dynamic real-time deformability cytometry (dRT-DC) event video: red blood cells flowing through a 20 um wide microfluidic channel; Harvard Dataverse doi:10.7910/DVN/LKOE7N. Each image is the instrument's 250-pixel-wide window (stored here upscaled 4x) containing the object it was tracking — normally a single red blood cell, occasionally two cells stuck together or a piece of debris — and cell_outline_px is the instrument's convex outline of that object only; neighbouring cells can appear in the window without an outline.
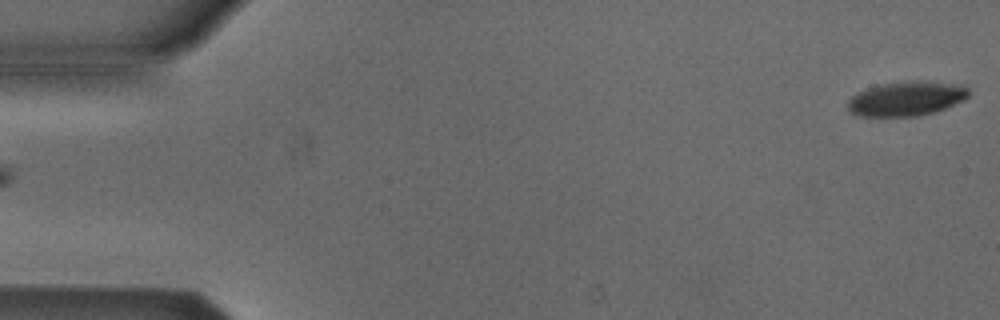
{"species": "Egyptian fruit bat (a non-hibernating species)", "species_latin": "Rousettus aegyptiacus", "temperature_condition": "cold", "stored_images_in_passage": 6, "segment_of_instrument_passage": [2, 2], "camera_frame_rate_fps": 3000, "um_per_image_px": 0.085, "animal": {"sex": "male"}, "frame": {"image": 1, "passage_image": 6, "time_ms": 6.0, "image_size_px": [1000, 320], "cell_outline_px": [[968, 96], [964, 100], [944, 108], [932, 112], [916, 116], [864, 116], [852, 112], [848, 108], [848, 100], [856, 92], [880, 84], [916, 80], [952, 84], [968, 88]], "centroid_in_image_um": [77.01, 8.38], "position_along_channel_um": 8.0, "area_um2": 23.81}}